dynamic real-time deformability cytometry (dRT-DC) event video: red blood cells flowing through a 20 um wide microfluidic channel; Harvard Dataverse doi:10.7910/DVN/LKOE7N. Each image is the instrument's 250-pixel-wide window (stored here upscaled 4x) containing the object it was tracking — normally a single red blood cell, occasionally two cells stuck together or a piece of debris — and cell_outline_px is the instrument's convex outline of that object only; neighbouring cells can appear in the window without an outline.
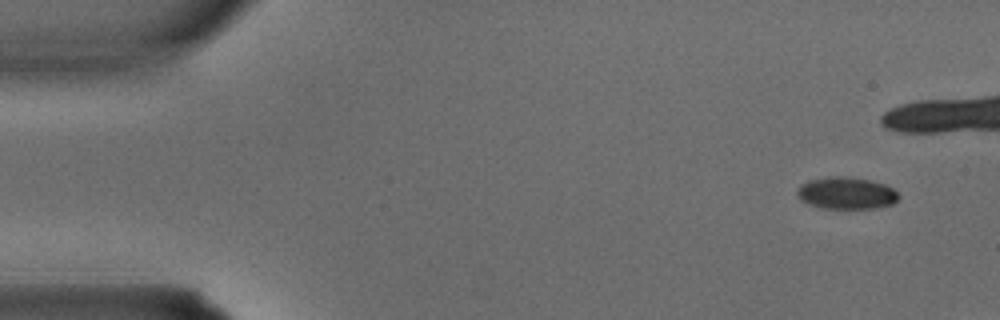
{"species": "common noctule bat (a hibernating species)", "species_latin": "Nyctalus noctula", "temperature_condition": "warm", "stored_images_in_passage": 4, "camera_frame_rate_fps": 3000, "um_per_image_px": 0.085, "animal": {"sex": "male", "body_mass_g": 15.6}, "frame": {"image": 1, "passage_image": 1, "time_ms": 0.0, "image_size_px": [1000, 320], "cell_outline_px": [[900, 196], [892, 204], [876, 208], [820, 208], [808, 204], [800, 200], [796, 196], [796, 192], [800, 184], [808, 180], [836, 176], [844, 176], [868, 180], [884, 184], [892, 188]], "centroid_in_image_um": [71.89, 16.42], "position_along_channel_um": 13.1, "area_um2": 18.9}}